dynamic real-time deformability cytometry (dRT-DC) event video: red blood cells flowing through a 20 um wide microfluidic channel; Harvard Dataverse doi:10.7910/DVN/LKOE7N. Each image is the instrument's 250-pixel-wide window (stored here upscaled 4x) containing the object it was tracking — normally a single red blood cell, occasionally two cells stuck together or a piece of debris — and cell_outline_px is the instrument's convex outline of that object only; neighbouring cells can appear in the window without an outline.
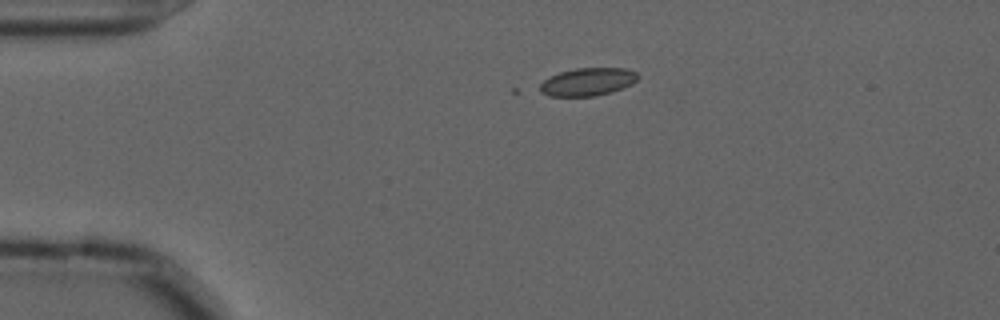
{"species": "common noctule bat (a hibernating species)", "species_latin": "Nyctalus noctula", "temperature_condition": "cold", "stored_images_in_passage": 5, "camera_frame_rate_fps": 3000, "um_per_image_px": 0.085, "animal": {"sex": "male", "forearm_length_mm": 52.5}, "frame": {"image": 1, "passage_image": 1, "time_ms": 0.0, "image_size_px": [1000, 320], "cell_outline_px": [[640, 76], [632, 84], [624, 88], [612, 92], [596, 96], [548, 96], [540, 92], [540, 84], [544, 80], [560, 72], [576, 68], [628, 68], [636, 72]], "centroid_in_image_um": [49.99, 6.96], "position_along_channel_um": 35.0, "area_um2": 16.01}}